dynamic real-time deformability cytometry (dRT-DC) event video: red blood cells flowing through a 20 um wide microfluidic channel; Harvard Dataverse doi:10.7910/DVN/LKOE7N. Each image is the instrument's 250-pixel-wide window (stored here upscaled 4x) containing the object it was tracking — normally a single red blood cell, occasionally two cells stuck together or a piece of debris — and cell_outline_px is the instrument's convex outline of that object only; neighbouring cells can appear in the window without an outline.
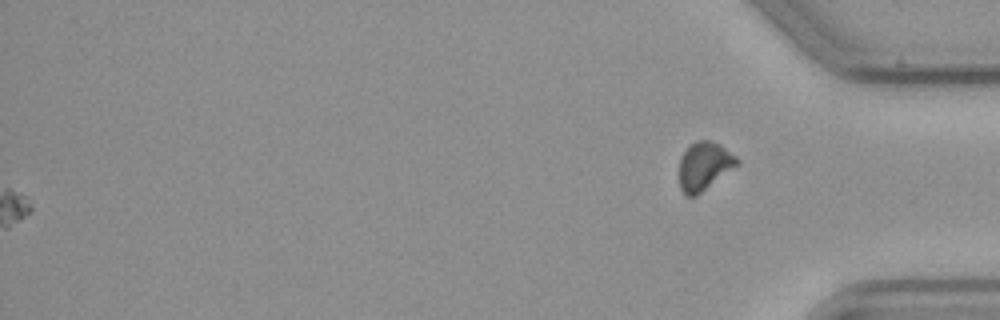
{"species": "common noctule bat (a hibernating species)", "species_latin": "Nyctalus noctula", "temperature_condition": "cold", "stored_images_in_passage": 59, "camera_frame_rate_fps": 3000, "um_per_image_px": 0.085, "animal": {"sex": "male", "body_mass_g": 23.1, "forearm_length_mm": 52.7}, "frame": {"image": 1, "passage_image": 59, "time_ms": 19.333, "image_size_px": [1000, 320], "cell_outline_px": [[740, 164], [696, 196], [684, 196], [680, 188], [680, 156], [696, 140], [708, 140], [720, 144], [736, 156], [740, 160]], "centroid_in_image_um": [59.88, 14.12], "position_along_channel_um": 375.3, "area_um2": 16.3}}